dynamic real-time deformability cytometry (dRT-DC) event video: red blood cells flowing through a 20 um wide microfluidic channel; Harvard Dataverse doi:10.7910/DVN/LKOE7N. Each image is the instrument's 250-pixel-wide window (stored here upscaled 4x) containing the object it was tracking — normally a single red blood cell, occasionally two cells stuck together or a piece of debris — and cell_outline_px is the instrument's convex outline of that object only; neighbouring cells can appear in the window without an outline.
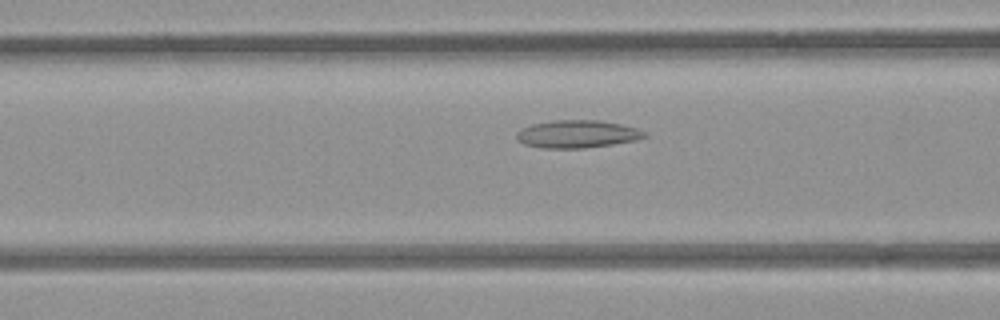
{"species": "common noctule bat (a hibernating species)", "species_latin": "Nyctalus noctula", "temperature_condition": "room temperature", "stored_images_in_passage": 52, "camera_frame_rate_fps": 3000, "um_per_image_px": 0.085, "animal": {"sex": "female", "body_mass_g": 21.9}, "frame": {"image": 1, "passage_image": 20, "time_ms": 6.333, "image_size_px": [1000, 320], "cell_outline_px": [[648, 136], [636, 140], [612, 144], [584, 148], [544, 148], [524, 144], [516, 140], [516, 132], [520, 128], [532, 124], [552, 120], [600, 120], [620, 124], [636, 128], [644, 132]], "centroid_in_image_um": [49.02, 11.39], "position_along_channel_um": 117.6, "area_um2": 20.69}}
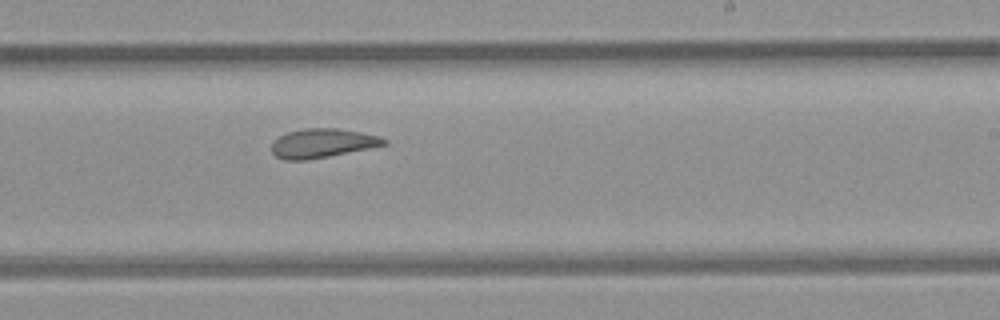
{"frame": {"image": 2, "passage_image": 31, "time_ms": 10.0, "image_size_px": [1000, 320], "cell_outline_px": [[388, 144], [308, 160], [284, 160], [276, 156], [272, 152], [272, 140], [288, 132], [304, 128], [340, 128], [360, 132], [376, 136], [388, 140]], "centroid_in_image_um": [27.36, 12.17], "position_along_channel_um": 261.6, "area_um2": 18.9}}
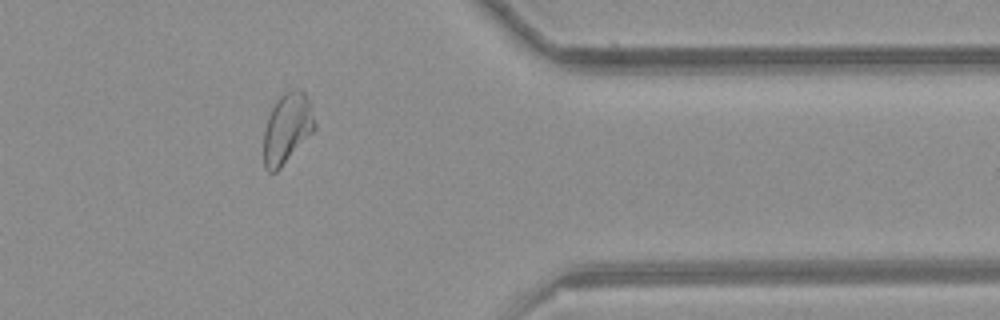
{"frame": {"image": 3, "passage_image": 42, "time_ms": 13.667, "image_size_px": [1000, 320], "cell_outline_px": [[316, 128], [280, 168], [276, 172], [268, 172], [264, 168], [264, 128], [268, 116], [276, 100], [284, 92], [300, 88], [304, 92], [308, 100], [316, 124]], "centroid_in_image_um": [24.38, 10.9], "position_along_channel_um": 387.0, "area_um2": 20.69}, "authors_computed_cell_mechanics": {"area_um2": 21.386, "velocity_mm_per_s": 3.9321, "shape_relaxation_time_tau1_ms": null, "shape_relaxation_time_tau2_ms": 2.7062, "deformation_change_tau1": null, "deformation_change_tau2": 0.0983}}